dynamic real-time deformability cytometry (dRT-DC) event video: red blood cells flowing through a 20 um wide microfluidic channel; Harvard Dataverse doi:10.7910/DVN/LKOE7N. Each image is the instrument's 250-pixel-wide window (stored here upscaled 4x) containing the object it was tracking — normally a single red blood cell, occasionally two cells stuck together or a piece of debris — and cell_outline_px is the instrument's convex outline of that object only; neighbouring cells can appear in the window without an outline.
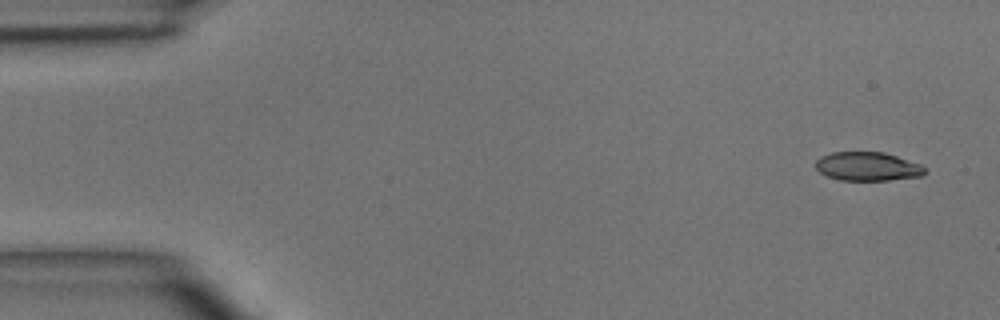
{"species": "common noctule bat (a hibernating species)", "species_latin": "Nyctalus noctula", "temperature_condition": "room temperature", "stored_images_in_passage": 3, "camera_frame_rate_fps": 3000, "um_per_image_px": 0.085, "animal": {"sex": "male", "body_mass_g": 15.6}, "frame": {"image": 1, "passage_image": 1, "time_ms": 0.0, "image_size_px": [1000, 320], "cell_outline_px": [[928, 172], [924, 176], [888, 180], [840, 180], [828, 176], [820, 172], [816, 168], [816, 160], [820, 156], [832, 152], [884, 152], [920, 164]], "centroid_in_image_um": [73.76, 14.15], "position_along_channel_um": 11.2, "area_um2": 18.32}}